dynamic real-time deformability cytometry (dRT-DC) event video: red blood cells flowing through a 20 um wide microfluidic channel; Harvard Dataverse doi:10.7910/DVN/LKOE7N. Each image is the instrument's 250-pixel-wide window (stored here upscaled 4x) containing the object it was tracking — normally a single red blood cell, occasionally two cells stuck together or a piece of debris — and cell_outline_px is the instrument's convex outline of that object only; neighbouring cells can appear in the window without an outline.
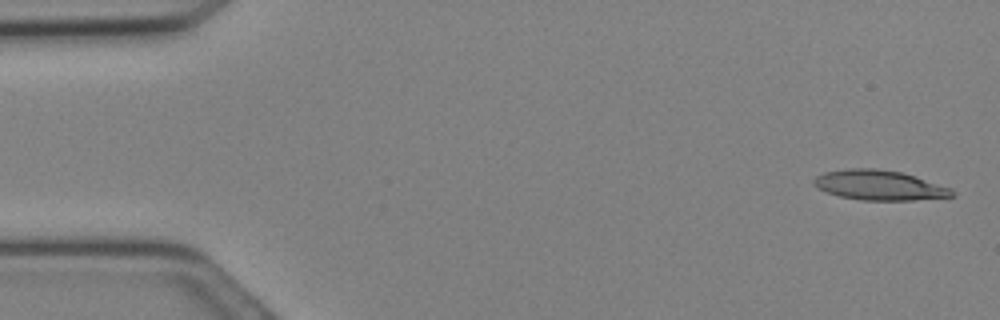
{"species": "Egyptian fruit bat (a non-hibernating species)", "species_latin": "Rousettus aegyptiacus", "temperature_condition": "cold", "stored_images_in_passage": 16, "camera_frame_rate_fps": 3000, "um_per_image_px": 0.085, "animal": {"sex": "female"}, "frame": {"image": 1, "passage_image": 1, "time_ms": 0.0, "image_size_px": [1000, 320], "cell_outline_px": [[956, 196], [912, 200], [860, 200], [840, 196], [828, 192], [812, 184], [812, 180], [816, 176], [824, 172], [852, 168], [872, 168], [900, 172], [952, 188], [956, 192]], "centroid_in_image_um": [74.75, 15.75], "position_along_channel_um": 10.2, "area_um2": 23.87}}
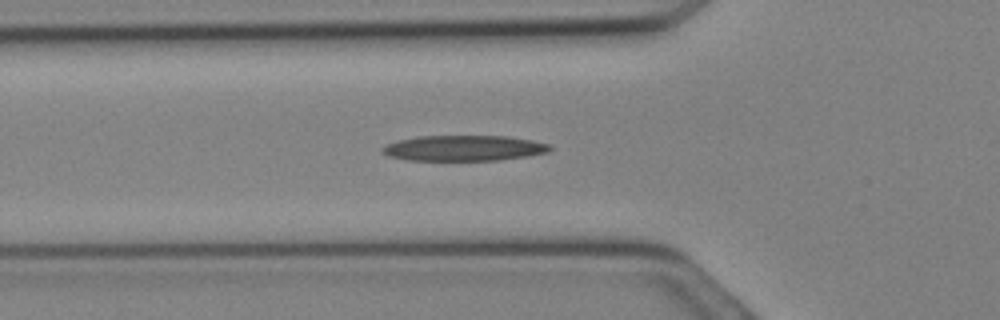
{"frame": {"image": 2, "passage_image": 10, "time_ms": 3.0, "image_size_px": [1000, 320], "cell_outline_px": [[552, 148], [548, 152], [528, 156], [496, 160], [408, 160], [388, 156], [380, 148], [388, 144], [400, 140], [420, 136], [508, 136], [532, 140], [552, 144]], "centroid_in_image_um": [39.48, 12.59], "position_along_channel_um": 86.3, "area_um2": 24.85}}
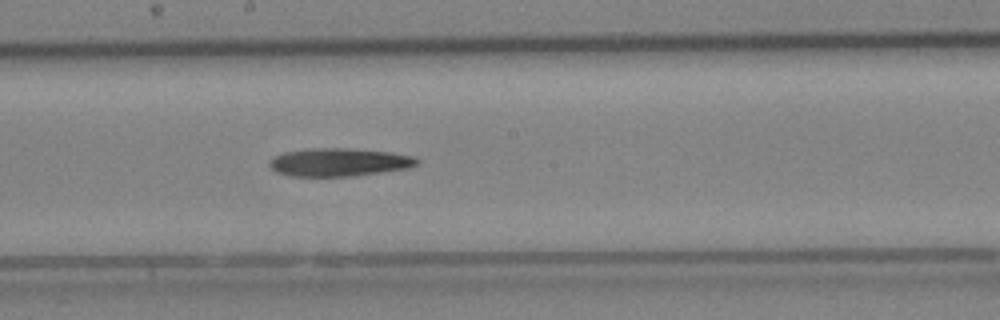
{"frame": {"image": 3, "passage_image": 16, "time_ms": 5.0, "image_size_px": [1000, 320], "cell_outline_px": [[420, 164], [408, 168], [352, 176], [292, 176], [276, 172], [268, 164], [268, 160], [284, 152], [308, 148], [348, 148], [392, 152], [416, 156], [420, 160]], "centroid_in_image_um": [28.85, 13.78], "position_along_channel_um": 219.3, "area_um2": 24.33}}